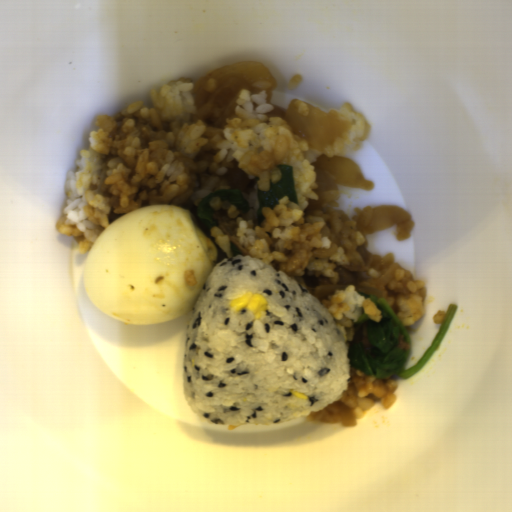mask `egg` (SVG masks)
<instances>
[{"label":"egg","mask_w":512,"mask_h":512,"mask_svg":"<svg viewBox=\"0 0 512 512\" xmlns=\"http://www.w3.org/2000/svg\"><path fill=\"white\" fill-rule=\"evenodd\" d=\"M217 249L191 210L145 205L110 223L82 270L88 301L125 325L193 310L217 265Z\"/></svg>","instance_id":"d2b9013d"}]
</instances>
